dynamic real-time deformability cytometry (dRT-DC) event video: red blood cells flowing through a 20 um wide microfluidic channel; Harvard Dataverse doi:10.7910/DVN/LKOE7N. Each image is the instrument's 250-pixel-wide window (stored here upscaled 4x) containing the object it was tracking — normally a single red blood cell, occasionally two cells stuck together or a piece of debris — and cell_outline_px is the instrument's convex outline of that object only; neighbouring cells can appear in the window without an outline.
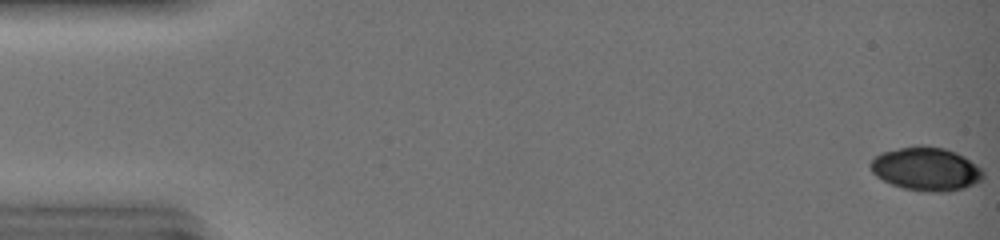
{"species": "common noctule bat (a hibernating species)", "species_latin": "Nyctalus noctula", "temperature_condition": "warm", "stored_images_in_passage": 37, "camera_frame_rate_fps": 3000, "um_per_image_px": 0.085, "animal": {"sex": "female", "body_mass_g": 19.0, "forearm_length_mm": 51.5}, "frame": {"image": 1, "passage_image": 1, "time_ms": 0.0, "image_size_px": [1000, 240], "cell_outline_px": [[984, 176], [980, 180], [964, 188], [948, 192], [924, 192], [904, 188], [892, 184], [876, 176], [872, 172], [868, 164], [876, 156], [884, 152], [916, 144], [924, 144], [944, 148], [956, 152], [964, 156], [976, 164], [984, 172]], "centroid_in_image_um": [78.72, 14.35], "position_along_channel_um": 6.3, "area_um2": 28.67}}